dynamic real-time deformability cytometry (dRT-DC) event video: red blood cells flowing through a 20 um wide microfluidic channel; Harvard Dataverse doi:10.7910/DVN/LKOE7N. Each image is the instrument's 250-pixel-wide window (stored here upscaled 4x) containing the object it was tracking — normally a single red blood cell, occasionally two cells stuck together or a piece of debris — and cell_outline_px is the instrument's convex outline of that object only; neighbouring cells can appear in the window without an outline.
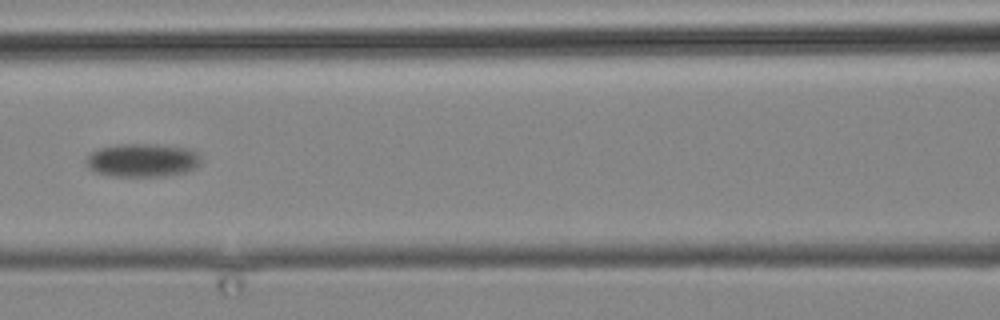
{"species": "common noctule bat (a hibernating species)", "species_latin": "Nyctalus noctula", "temperature_condition": "cold", "stored_images_in_passage": 7, "camera_frame_rate_fps": 3000, "um_per_image_px": 0.085, "animal": {"sex": "male", "body_mass_g": 19.2, "forearm_length_mm": 51.8}, "frame": {"image": 1, "passage_image": 5, "time_ms": 4.667, "image_size_px": [1000, 320], "cell_outline_px": [[200, 164], [196, 168], [188, 172], [164, 176], [112, 176], [96, 172], [88, 168], [84, 160], [92, 152], [100, 148], [120, 144], [156, 144], [192, 148], [200, 156]], "centroid_in_image_um": [12.14, 13.62], "position_along_channel_um": 154.5, "area_um2": 22.6}}
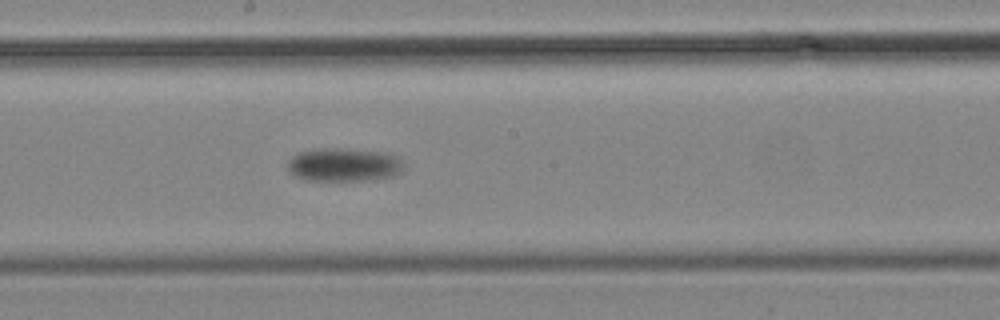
{"frame": {"image": 2, "passage_image": 7, "time_ms": 7.0, "image_size_px": [1000, 320], "cell_outline_px": [[404, 172], [396, 176], [372, 180], [304, 180], [288, 172], [284, 164], [296, 152], [320, 148], [340, 148], [388, 152], [400, 156], [404, 164]], "centroid_in_image_um": [29.26, 14.0], "position_along_channel_um": 218.9, "area_um2": 23.47}}